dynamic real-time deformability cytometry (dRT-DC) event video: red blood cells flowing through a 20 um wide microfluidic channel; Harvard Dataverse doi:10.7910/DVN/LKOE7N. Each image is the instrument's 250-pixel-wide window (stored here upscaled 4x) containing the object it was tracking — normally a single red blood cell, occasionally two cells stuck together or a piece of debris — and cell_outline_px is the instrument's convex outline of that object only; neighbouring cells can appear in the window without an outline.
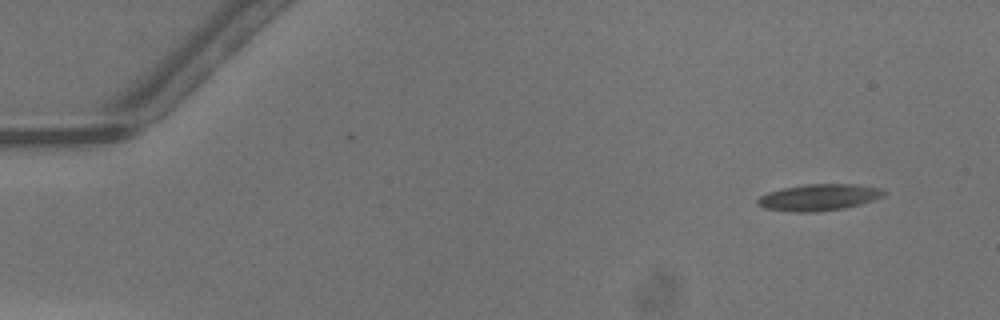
{"species": "common noctule bat (a hibernating species)", "species_latin": "Nyctalus noctula", "temperature_condition": "warm", "stored_images_in_passage": 47, "camera_frame_rate_fps": 3000, "um_per_image_px": 0.085, "animal": {"sex": "male", "body_mass_g": 13.3}, "frame": {"image": 1, "passage_image": 1, "time_ms": 0.0, "image_size_px": [1000, 320], "cell_outline_px": [[884, 196], [860, 204], [844, 208], [816, 212], [792, 212], [764, 208], [756, 204], [756, 200], [760, 196], [768, 192], [784, 188], [804, 184], [852, 184], [876, 188], [884, 192]], "centroid_in_image_um": [69.52, 16.78], "position_along_channel_um": 15.5, "area_um2": 19.31}}
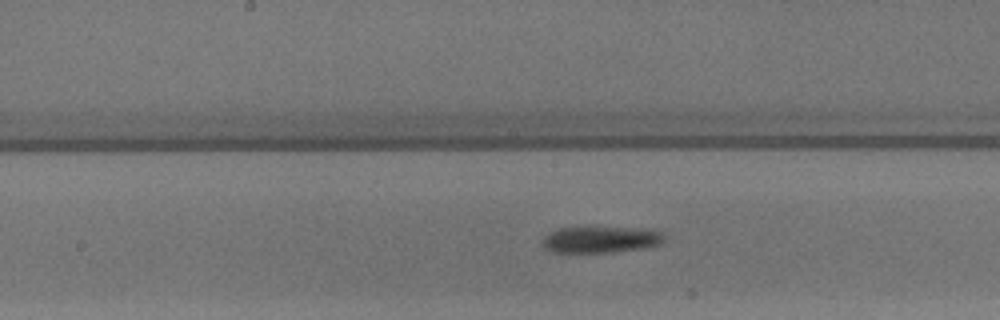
{"frame": {"image": 2, "passage_image": 23, "time_ms": 7.333, "image_size_px": [1000, 320], "cell_outline_px": [[668, 236], [660, 244], [648, 248], [616, 252], [552, 252], [544, 248], [544, 236], [548, 232], [556, 228], [592, 224], [636, 228], [664, 232]], "centroid_in_image_um": [51.09, 20.31], "position_along_channel_um": 197.1, "area_um2": 20.0}}
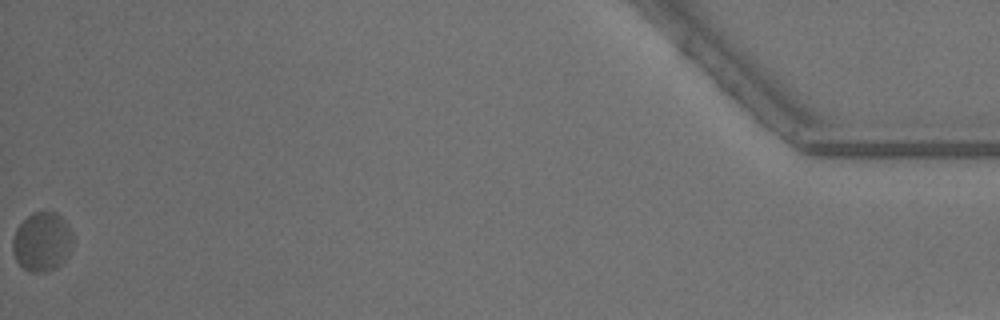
{"frame": {"image": 3, "passage_image": 47, "time_ms": 15.333, "image_size_px": [1000, 320], "cell_outline_px": [[72, 244], [68, 256], [56, 268], [44, 272], [32, 272], [24, 268], [16, 260], [12, 252], [12, 240], [16, 228], [32, 212], [56, 212], [68, 224], [72, 232]], "centroid_in_image_um": [3.57, 20.55], "position_along_channel_um": 431.6, "area_um2": 20.75}, "authors_computed_cell_mechanics": {"area_um2": 18.6116, "velocity_mm_per_s": 4.1923, "shape_relaxation_time_tau1_ms": 2.7994, "shape_relaxation_time_tau2_ms": null, "deformation_change_tau1": 0.1434, "deformation_change_tau2": null}}